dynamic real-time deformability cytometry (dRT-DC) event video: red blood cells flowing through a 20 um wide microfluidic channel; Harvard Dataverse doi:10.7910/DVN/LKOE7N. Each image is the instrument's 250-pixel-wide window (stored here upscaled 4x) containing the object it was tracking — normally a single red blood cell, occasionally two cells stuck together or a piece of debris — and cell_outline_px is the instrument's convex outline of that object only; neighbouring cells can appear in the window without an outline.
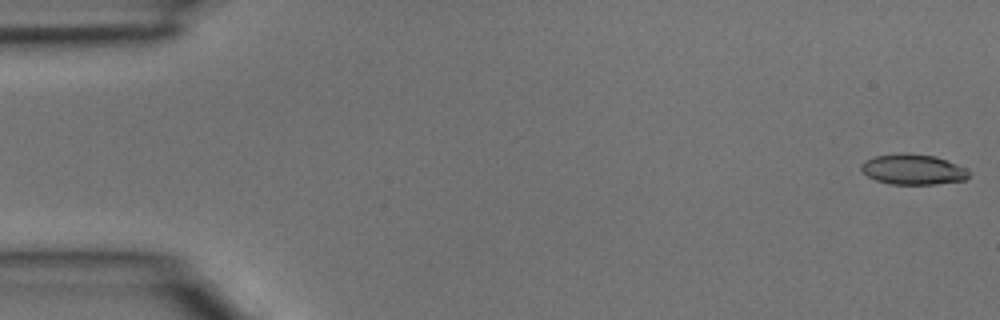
{"species": "common noctule bat (a hibernating species)", "species_latin": "Nyctalus noctula", "temperature_condition": "room temperature", "stored_images_in_passage": 4, "camera_frame_rate_fps": 3000, "um_per_image_px": 0.085, "animal": {"sex": "male", "body_mass_g": 15.6}, "frame": {"image": 1, "passage_image": 1, "time_ms": 0.0, "image_size_px": [1000, 320], "cell_outline_px": [[972, 172], [964, 180], [936, 184], [892, 184], [876, 180], [868, 176], [860, 168], [860, 164], [864, 160], [872, 156], [900, 152], [908, 152], [936, 156], [948, 160]], "centroid_in_image_um": [77.58, 14.37], "position_along_channel_um": 7.4, "area_um2": 19.36}}
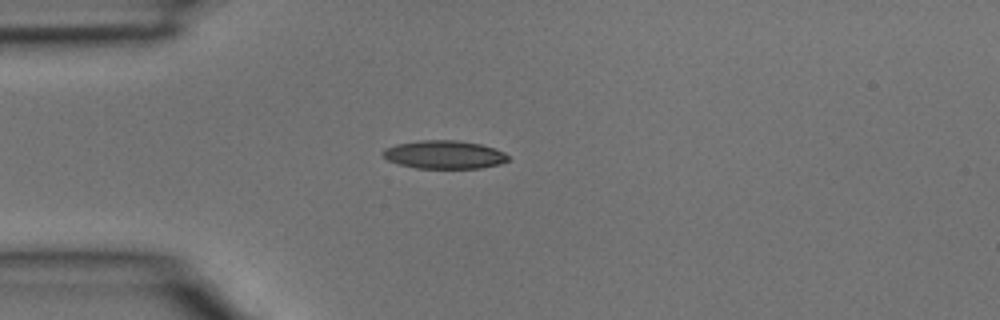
{"frame": {"image": 2, "passage_image": 4, "time_ms": 1.0, "image_size_px": [1000, 320], "cell_outline_px": [[508, 160], [500, 164], [480, 168], [416, 168], [400, 164], [388, 160], [380, 156], [380, 152], [384, 148], [396, 144], [420, 140], [460, 140], [480, 144], [504, 152], [508, 156]], "centroid_in_image_um": [37.71, 13.14], "position_along_channel_um": 47.3, "area_um2": 20.69}}